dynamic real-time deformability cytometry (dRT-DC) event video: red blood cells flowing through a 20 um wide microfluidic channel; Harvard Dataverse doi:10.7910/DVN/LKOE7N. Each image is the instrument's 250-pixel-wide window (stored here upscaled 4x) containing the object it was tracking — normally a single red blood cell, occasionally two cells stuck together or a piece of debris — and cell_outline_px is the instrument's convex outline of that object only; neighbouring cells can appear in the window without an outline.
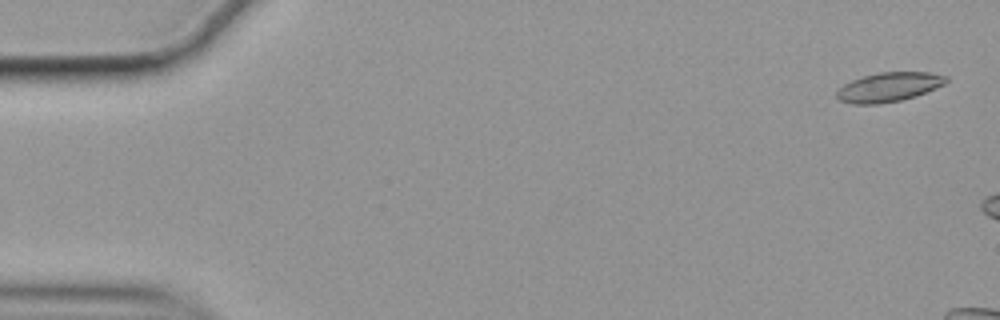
{"species": "common noctule bat (a hibernating species)", "species_latin": "Nyctalus noctula", "temperature_condition": "cold", "stored_images_in_passage": 6, "camera_frame_rate_fps": 3000, "um_per_image_px": 0.085, "animal": {"sex": "female", "body_mass_g": 19.9}, "frame": {"image": 1, "passage_image": 2, "time_ms": 0.333, "image_size_px": [1000, 320], "cell_outline_px": [[948, 80], [944, 84], [936, 88], [916, 96], [900, 100], [880, 104], [852, 104], [840, 100], [836, 96], [836, 92], [844, 84], [852, 80], [864, 76], [880, 72], [928, 72], [948, 76]], "centroid_in_image_um": [75.56, 7.4], "position_along_channel_um": 9.4, "area_um2": 18.61}}